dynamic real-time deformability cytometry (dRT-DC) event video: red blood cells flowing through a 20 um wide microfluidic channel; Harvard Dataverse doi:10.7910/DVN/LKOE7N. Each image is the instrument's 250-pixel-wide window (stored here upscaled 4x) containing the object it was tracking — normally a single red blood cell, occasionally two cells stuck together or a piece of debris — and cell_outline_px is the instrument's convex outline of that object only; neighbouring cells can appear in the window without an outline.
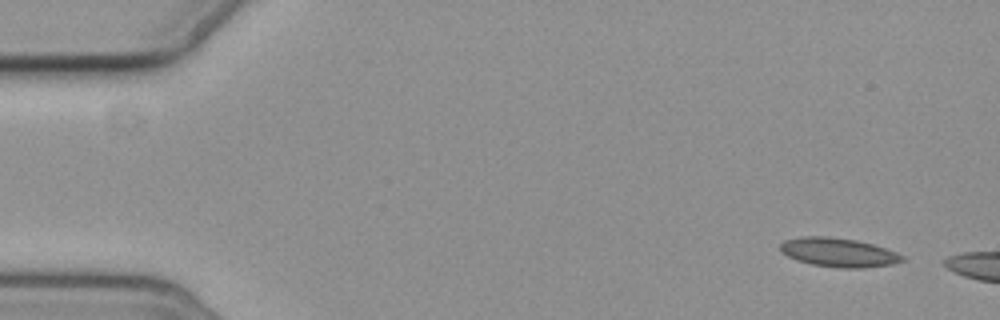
{"species": "common noctule bat (a hibernating species)", "species_latin": "Nyctalus noctula", "temperature_condition": "cold", "stored_images_in_passage": 3, "camera_frame_rate_fps": 3000, "um_per_image_px": 0.085, "animal": {"sex": "female", "body_mass_g": 19.3, "forearm_length_mm": 54.1}, "frame": {"image": 1, "passage_image": 1, "time_ms": 0.0, "image_size_px": [1000, 320], "cell_outline_px": [[908, 260], [892, 264], [864, 268], [836, 268], [812, 264], [796, 260], [780, 252], [780, 244], [784, 240], [804, 236], [828, 236], [856, 240], [872, 244], [896, 252], [904, 256]], "centroid_in_image_um": [71.28, 21.46], "position_along_channel_um": 13.7, "area_um2": 20.75}}